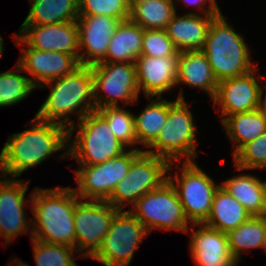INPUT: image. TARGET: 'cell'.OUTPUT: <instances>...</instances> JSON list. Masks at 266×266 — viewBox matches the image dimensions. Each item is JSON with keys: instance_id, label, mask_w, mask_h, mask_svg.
<instances>
[{"instance_id": "cell-21", "label": "cell", "mask_w": 266, "mask_h": 266, "mask_svg": "<svg viewBox=\"0 0 266 266\" xmlns=\"http://www.w3.org/2000/svg\"><path fill=\"white\" fill-rule=\"evenodd\" d=\"M189 86L208 94L211 102L218 90V82L214 76L207 56L201 50L179 52L176 89L181 88L177 99H186L183 86Z\"/></svg>"}, {"instance_id": "cell-15", "label": "cell", "mask_w": 266, "mask_h": 266, "mask_svg": "<svg viewBox=\"0 0 266 266\" xmlns=\"http://www.w3.org/2000/svg\"><path fill=\"white\" fill-rule=\"evenodd\" d=\"M258 68L218 83L217 93L211 103L221 116L220 122L229 115L259 109L261 87L266 76Z\"/></svg>"}, {"instance_id": "cell-5", "label": "cell", "mask_w": 266, "mask_h": 266, "mask_svg": "<svg viewBox=\"0 0 266 266\" xmlns=\"http://www.w3.org/2000/svg\"><path fill=\"white\" fill-rule=\"evenodd\" d=\"M186 99L169 100L166 123L156 140L144 150L146 153L167 159L169 162L196 161L199 154L198 127Z\"/></svg>"}, {"instance_id": "cell-31", "label": "cell", "mask_w": 266, "mask_h": 266, "mask_svg": "<svg viewBox=\"0 0 266 266\" xmlns=\"http://www.w3.org/2000/svg\"><path fill=\"white\" fill-rule=\"evenodd\" d=\"M16 62L13 68L0 72V108L11 107L25 101L36 89L29 76Z\"/></svg>"}, {"instance_id": "cell-35", "label": "cell", "mask_w": 266, "mask_h": 266, "mask_svg": "<svg viewBox=\"0 0 266 266\" xmlns=\"http://www.w3.org/2000/svg\"><path fill=\"white\" fill-rule=\"evenodd\" d=\"M130 0H79V15H105L129 19Z\"/></svg>"}, {"instance_id": "cell-17", "label": "cell", "mask_w": 266, "mask_h": 266, "mask_svg": "<svg viewBox=\"0 0 266 266\" xmlns=\"http://www.w3.org/2000/svg\"><path fill=\"white\" fill-rule=\"evenodd\" d=\"M16 34L28 45L41 51H58L80 57L77 21L47 25H21Z\"/></svg>"}, {"instance_id": "cell-9", "label": "cell", "mask_w": 266, "mask_h": 266, "mask_svg": "<svg viewBox=\"0 0 266 266\" xmlns=\"http://www.w3.org/2000/svg\"><path fill=\"white\" fill-rule=\"evenodd\" d=\"M95 110L138 104L135 63L99 62L91 66Z\"/></svg>"}, {"instance_id": "cell-25", "label": "cell", "mask_w": 266, "mask_h": 266, "mask_svg": "<svg viewBox=\"0 0 266 266\" xmlns=\"http://www.w3.org/2000/svg\"><path fill=\"white\" fill-rule=\"evenodd\" d=\"M146 99L148 104L139 115L133 112L137 145L143 146L142 151L156 140L166 123L169 111V100L166 97H146Z\"/></svg>"}, {"instance_id": "cell-41", "label": "cell", "mask_w": 266, "mask_h": 266, "mask_svg": "<svg viewBox=\"0 0 266 266\" xmlns=\"http://www.w3.org/2000/svg\"><path fill=\"white\" fill-rule=\"evenodd\" d=\"M266 171V169H265ZM262 184H263V189H264V201H265V205H266V180H263L261 178Z\"/></svg>"}, {"instance_id": "cell-19", "label": "cell", "mask_w": 266, "mask_h": 266, "mask_svg": "<svg viewBox=\"0 0 266 266\" xmlns=\"http://www.w3.org/2000/svg\"><path fill=\"white\" fill-rule=\"evenodd\" d=\"M120 19L105 15H79L77 19L80 44V65L92 66L101 62Z\"/></svg>"}, {"instance_id": "cell-18", "label": "cell", "mask_w": 266, "mask_h": 266, "mask_svg": "<svg viewBox=\"0 0 266 266\" xmlns=\"http://www.w3.org/2000/svg\"><path fill=\"white\" fill-rule=\"evenodd\" d=\"M188 250L196 266H240L232 257L227 235L203 224H191Z\"/></svg>"}, {"instance_id": "cell-4", "label": "cell", "mask_w": 266, "mask_h": 266, "mask_svg": "<svg viewBox=\"0 0 266 266\" xmlns=\"http://www.w3.org/2000/svg\"><path fill=\"white\" fill-rule=\"evenodd\" d=\"M227 19L222 11L212 19L201 50L207 56L218 83L244 75L259 65V61L252 59V50L243 34Z\"/></svg>"}, {"instance_id": "cell-33", "label": "cell", "mask_w": 266, "mask_h": 266, "mask_svg": "<svg viewBox=\"0 0 266 266\" xmlns=\"http://www.w3.org/2000/svg\"><path fill=\"white\" fill-rule=\"evenodd\" d=\"M30 241L36 266H79L76 264L75 258L80 259L81 256L75 248L34 239ZM24 263L26 266H31L26 262Z\"/></svg>"}, {"instance_id": "cell-26", "label": "cell", "mask_w": 266, "mask_h": 266, "mask_svg": "<svg viewBox=\"0 0 266 266\" xmlns=\"http://www.w3.org/2000/svg\"><path fill=\"white\" fill-rule=\"evenodd\" d=\"M220 183L252 216L266 215L264 189L260 177L245 172L235 173Z\"/></svg>"}, {"instance_id": "cell-11", "label": "cell", "mask_w": 266, "mask_h": 266, "mask_svg": "<svg viewBox=\"0 0 266 266\" xmlns=\"http://www.w3.org/2000/svg\"><path fill=\"white\" fill-rule=\"evenodd\" d=\"M170 162L143 151L133 162L128 174L117 184L108 203L127 210L146 193L159 188L168 180ZM129 206V207H128Z\"/></svg>"}, {"instance_id": "cell-2", "label": "cell", "mask_w": 266, "mask_h": 266, "mask_svg": "<svg viewBox=\"0 0 266 266\" xmlns=\"http://www.w3.org/2000/svg\"><path fill=\"white\" fill-rule=\"evenodd\" d=\"M80 200L71 186L32 190V239L76 250L74 212Z\"/></svg>"}, {"instance_id": "cell-28", "label": "cell", "mask_w": 266, "mask_h": 266, "mask_svg": "<svg viewBox=\"0 0 266 266\" xmlns=\"http://www.w3.org/2000/svg\"><path fill=\"white\" fill-rule=\"evenodd\" d=\"M226 235L230 253L239 264L244 253L249 254L252 249H262L265 253L266 215L252 216L236 229L228 231Z\"/></svg>"}, {"instance_id": "cell-20", "label": "cell", "mask_w": 266, "mask_h": 266, "mask_svg": "<svg viewBox=\"0 0 266 266\" xmlns=\"http://www.w3.org/2000/svg\"><path fill=\"white\" fill-rule=\"evenodd\" d=\"M179 52L175 56L140 55L136 61V82L144 97H163L176 90Z\"/></svg>"}, {"instance_id": "cell-16", "label": "cell", "mask_w": 266, "mask_h": 266, "mask_svg": "<svg viewBox=\"0 0 266 266\" xmlns=\"http://www.w3.org/2000/svg\"><path fill=\"white\" fill-rule=\"evenodd\" d=\"M10 39H14V46L21 47L17 63L24 71L23 74L31 76L29 78L36 88L48 81L64 77L80 66L79 60L73 55L29 47L16 32Z\"/></svg>"}, {"instance_id": "cell-37", "label": "cell", "mask_w": 266, "mask_h": 266, "mask_svg": "<svg viewBox=\"0 0 266 266\" xmlns=\"http://www.w3.org/2000/svg\"><path fill=\"white\" fill-rule=\"evenodd\" d=\"M173 2L175 4L176 11H179V12L181 10H178V9L183 7V5L186 8L194 9V10L190 9L193 12L189 11V13H194V14L195 13L196 14H218L221 11L220 9L221 7L218 4L217 0H173Z\"/></svg>"}, {"instance_id": "cell-1", "label": "cell", "mask_w": 266, "mask_h": 266, "mask_svg": "<svg viewBox=\"0 0 266 266\" xmlns=\"http://www.w3.org/2000/svg\"><path fill=\"white\" fill-rule=\"evenodd\" d=\"M30 128L8 136L0 151V175L21 178L28 169L43 165L47 159H68V129L61 124L35 117L27 121ZM65 150V151H64ZM63 158V159H62ZM10 175V176H9Z\"/></svg>"}, {"instance_id": "cell-42", "label": "cell", "mask_w": 266, "mask_h": 266, "mask_svg": "<svg viewBox=\"0 0 266 266\" xmlns=\"http://www.w3.org/2000/svg\"><path fill=\"white\" fill-rule=\"evenodd\" d=\"M0 238H1V240L3 239V241H2L3 246L7 248V246L9 244L3 238V233H2L1 227H0Z\"/></svg>"}, {"instance_id": "cell-10", "label": "cell", "mask_w": 266, "mask_h": 266, "mask_svg": "<svg viewBox=\"0 0 266 266\" xmlns=\"http://www.w3.org/2000/svg\"><path fill=\"white\" fill-rule=\"evenodd\" d=\"M142 152L127 149L98 165H77L78 168L73 169L76 195L82 200L107 202L117 184L128 174L132 162Z\"/></svg>"}, {"instance_id": "cell-3", "label": "cell", "mask_w": 266, "mask_h": 266, "mask_svg": "<svg viewBox=\"0 0 266 266\" xmlns=\"http://www.w3.org/2000/svg\"><path fill=\"white\" fill-rule=\"evenodd\" d=\"M49 93L35 114V118L54 122L69 129L84 116L95 111L93 76L91 66L80 65L70 74L48 81L36 89ZM71 115L77 116L72 120Z\"/></svg>"}, {"instance_id": "cell-24", "label": "cell", "mask_w": 266, "mask_h": 266, "mask_svg": "<svg viewBox=\"0 0 266 266\" xmlns=\"http://www.w3.org/2000/svg\"><path fill=\"white\" fill-rule=\"evenodd\" d=\"M143 29L130 19L122 20L108 44L101 62L135 63L141 54Z\"/></svg>"}, {"instance_id": "cell-7", "label": "cell", "mask_w": 266, "mask_h": 266, "mask_svg": "<svg viewBox=\"0 0 266 266\" xmlns=\"http://www.w3.org/2000/svg\"><path fill=\"white\" fill-rule=\"evenodd\" d=\"M168 180L176 189L188 222L205 223L211 214L214 194L221 183H216L198 166L197 161L170 162Z\"/></svg>"}, {"instance_id": "cell-39", "label": "cell", "mask_w": 266, "mask_h": 266, "mask_svg": "<svg viewBox=\"0 0 266 266\" xmlns=\"http://www.w3.org/2000/svg\"><path fill=\"white\" fill-rule=\"evenodd\" d=\"M8 266H26V265L21 259L14 257L11 258V260H9Z\"/></svg>"}, {"instance_id": "cell-29", "label": "cell", "mask_w": 266, "mask_h": 266, "mask_svg": "<svg viewBox=\"0 0 266 266\" xmlns=\"http://www.w3.org/2000/svg\"><path fill=\"white\" fill-rule=\"evenodd\" d=\"M30 9L21 25H47L77 21L79 0H28Z\"/></svg>"}, {"instance_id": "cell-32", "label": "cell", "mask_w": 266, "mask_h": 266, "mask_svg": "<svg viewBox=\"0 0 266 266\" xmlns=\"http://www.w3.org/2000/svg\"><path fill=\"white\" fill-rule=\"evenodd\" d=\"M96 111L107 121L115 137L127 149L142 150L137 147L133 111L125 106L103 107Z\"/></svg>"}, {"instance_id": "cell-14", "label": "cell", "mask_w": 266, "mask_h": 266, "mask_svg": "<svg viewBox=\"0 0 266 266\" xmlns=\"http://www.w3.org/2000/svg\"><path fill=\"white\" fill-rule=\"evenodd\" d=\"M105 201L80 199L75 205L76 251L81 259H90L101 246L112 220L119 212Z\"/></svg>"}, {"instance_id": "cell-8", "label": "cell", "mask_w": 266, "mask_h": 266, "mask_svg": "<svg viewBox=\"0 0 266 266\" xmlns=\"http://www.w3.org/2000/svg\"><path fill=\"white\" fill-rule=\"evenodd\" d=\"M127 210L144 225L149 234L153 230L186 233L191 226L176 189L169 180L143 195Z\"/></svg>"}, {"instance_id": "cell-27", "label": "cell", "mask_w": 266, "mask_h": 266, "mask_svg": "<svg viewBox=\"0 0 266 266\" xmlns=\"http://www.w3.org/2000/svg\"><path fill=\"white\" fill-rule=\"evenodd\" d=\"M251 217L249 211L220 185L213 197L211 214L204 224L227 233Z\"/></svg>"}, {"instance_id": "cell-40", "label": "cell", "mask_w": 266, "mask_h": 266, "mask_svg": "<svg viewBox=\"0 0 266 266\" xmlns=\"http://www.w3.org/2000/svg\"><path fill=\"white\" fill-rule=\"evenodd\" d=\"M4 43H5V41L3 40V37L0 34V58H2L4 50L6 48V47H4V45H5Z\"/></svg>"}, {"instance_id": "cell-6", "label": "cell", "mask_w": 266, "mask_h": 266, "mask_svg": "<svg viewBox=\"0 0 266 266\" xmlns=\"http://www.w3.org/2000/svg\"><path fill=\"white\" fill-rule=\"evenodd\" d=\"M126 150L96 110L68 129V158L76 165H98Z\"/></svg>"}, {"instance_id": "cell-22", "label": "cell", "mask_w": 266, "mask_h": 266, "mask_svg": "<svg viewBox=\"0 0 266 266\" xmlns=\"http://www.w3.org/2000/svg\"><path fill=\"white\" fill-rule=\"evenodd\" d=\"M216 15L177 12L165 31L179 52L202 50L211 21Z\"/></svg>"}, {"instance_id": "cell-34", "label": "cell", "mask_w": 266, "mask_h": 266, "mask_svg": "<svg viewBox=\"0 0 266 266\" xmlns=\"http://www.w3.org/2000/svg\"><path fill=\"white\" fill-rule=\"evenodd\" d=\"M233 157L234 171L266 169V131L244 145Z\"/></svg>"}, {"instance_id": "cell-36", "label": "cell", "mask_w": 266, "mask_h": 266, "mask_svg": "<svg viewBox=\"0 0 266 266\" xmlns=\"http://www.w3.org/2000/svg\"><path fill=\"white\" fill-rule=\"evenodd\" d=\"M179 51L165 29H143L141 54L151 57L175 56Z\"/></svg>"}, {"instance_id": "cell-38", "label": "cell", "mask_w": 266, "mask_h": 266, "mask_svg": "<svg viewBox=\"0 0 266 266\" xmlns=\"http://www.w3.org/2000/svg\"><path fill=\"white\" fill-rule=\"evenodd\" d=\"M263 113L266 115V78L262 84L261 87V93H260V107H259Z\"/></svg>"}, {"instance_id": "cell-12", "label": "cell", "mask_w": 266, "mask_h": 266, "mask_svg": "<svg viewBox=\"0 0 266 266\" xmlns=\"http://www.w3.org/2000/svg\"><path fill=\"white\" fill-rule=\"evenodd\" d=\"M148 235L144 225L129 210H120L90 259L103 266H130L135 251Z\"/></svg>"}, {"instance_id": "cell-30", "label": "cell", "mask_w": 266, "mask_h": 266, "mask_svg": "<svg viewBox=\"0 0 266 266\" xmlns=\"http://www.w3.org/2000/svg\"><path fill=\"white\" fill-rule=\"evenodd\" d=\"M177 13L173 0H130L129 19L142 29H165Z\"/></svg>"}, {"instance_id": "cell-23", "label": "cell", "mask_w": 266, "mask_h": 266, "mask_svg": "<svg viewBox=\"0 0 266 266\" xmlns=\"http://www.w3.org/2000/svg\"><path fill=\"white\" fill-rule=\"evenodd\" d=\"M220 124L226 132L225 138L232 142L234 156L244 145L266 131V115L259 108L229 115Z\"/></svg>"}, {"instance_id": "cell-13", "label": "cell", "mask_w": 266, "mask_h": 266, "mask_svg": "<svg viewBox=\"0 0 266 266\" xmlns=\"http://www.w3.org/2000/svg\"><path fill=\"white\" fill-rule=\"evenodd\" d=\"M30 182V178L23 180L0 175V227L9 245L23 234H29L32 239V218L25 211L29 207L32 210V191L30 197H26Z\"/></svg>"}]
</instances>
